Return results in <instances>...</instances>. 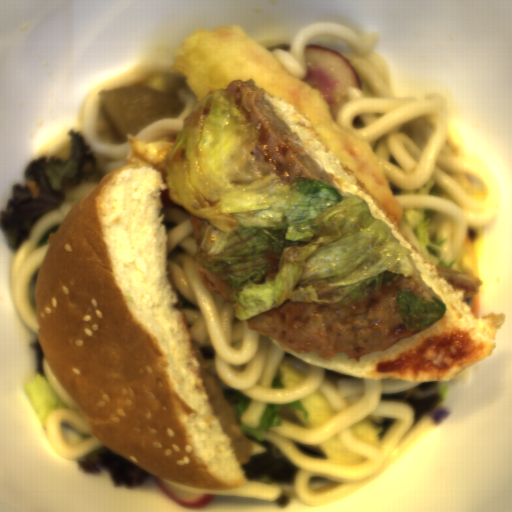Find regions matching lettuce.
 Here are the masks:
<instances>
[{"mask_svg":"<svg viewBox=\"0 0 512 512\" xmlns=\"http://www.w3.org/2000/svg\"><path fill=\"white\" fill-rule=\"evenodd\" d=\"M249 90L201 97L164 157L173 202L204 220L196 261L223 272L232 311L246 321L293 303H364L416 261L358 195L288 182L262 159Z\"/></svg>","mask_w":512,"mask_h":512,"instance_id":"lettuce-1","label":"lettuce"},{"mask_svg":"<svg viewBox=\"0 0 512 512\" xmlns=\"http://www.w3.org/2000/svg\"><path fill=\"white\" fill-rule=\"evenodd\" d=\"M432 298L422 299L411 291L402 292L398 289V311L408 331L421 333L444 317L448 307L437 298Z\"/></svg>","mask_w":512,"mask_h":512,"instance_id":"lettuce-2","label":"lettuce"}]
</instances>
